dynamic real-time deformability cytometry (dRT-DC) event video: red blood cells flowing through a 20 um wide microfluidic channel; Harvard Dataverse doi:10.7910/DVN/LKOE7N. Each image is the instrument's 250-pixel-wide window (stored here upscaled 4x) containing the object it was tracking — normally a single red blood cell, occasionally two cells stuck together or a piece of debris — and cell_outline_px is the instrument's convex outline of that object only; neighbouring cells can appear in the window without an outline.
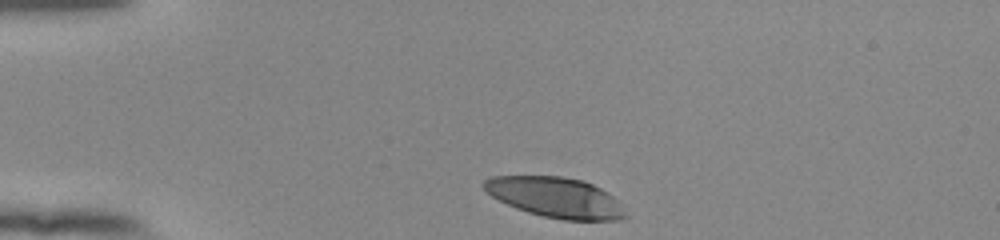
{"species": "human", "species_latin": "Homo sapiens", "temperature_condition": "room temperature", "stored_images_in_passage": 2, "camera_frame_rate_fps": 3000, "um_per_image_px": 0.085, "donor": {"sex": "female"}, "frame": {"image": 1, "passage_image": 1, "time_ms": 0.0, "image_size_px": [1000, 240], "cell_outline_px": [[628, 216], [620, 220], [564, 220], [544, 216], [528, 212], [516, 208], [492, 196], [480, 184], [484, 180], [492, 176], [560, 176], [584, 180], [608, 192], [616, 200]], "centroid_in_image_um": [47.22, 16.77], "position_along_channel_um": 37.8, "area_um2": 33.06}}